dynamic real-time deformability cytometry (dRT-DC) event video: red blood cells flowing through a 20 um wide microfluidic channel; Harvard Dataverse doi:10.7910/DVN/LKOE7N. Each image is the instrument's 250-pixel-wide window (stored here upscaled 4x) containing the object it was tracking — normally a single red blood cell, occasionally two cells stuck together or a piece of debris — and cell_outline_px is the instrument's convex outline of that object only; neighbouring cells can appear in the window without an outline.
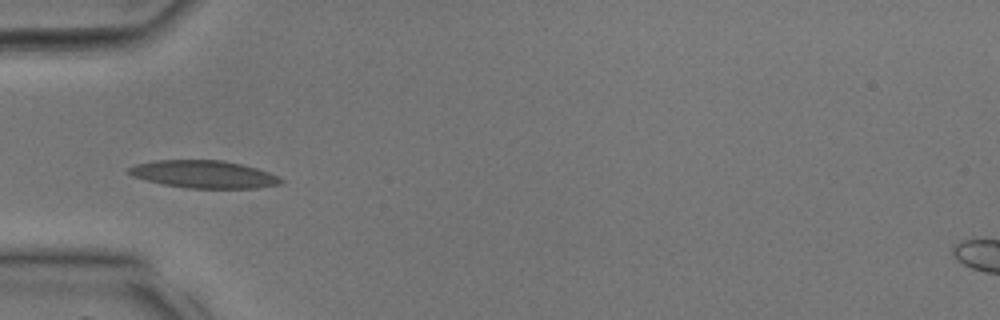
{"species": "common noctule bat (a hibernating species)", "species_latin": "Nyctalus noctula", "temperature_condition": "room temperature", "stored_images_in_passage": 25, "camera_frame_rate_fps": 3000, "um_per_image_px": 0.085, "animal": {"sex": "male", "body_mass_g": 17.9, "forearm_length_mm": 54.2}, "frame": {"image": 1, "passage_image": 1, "time_ms": 0.0, "image_size_px": [1000, 320], "cell_outline_px": [[284, 180], [280, 184], [256, 188], [188, 188], [164, 184], [132, 176], [128, 172], [128, 168], [136, 164], [156, 160], [224, 160], [256, 168], [280, 176]], "centroid_in_image_um": [17.35, 14.81], "position_along_channel_um": 67.6, "area_um2": 24.28}}
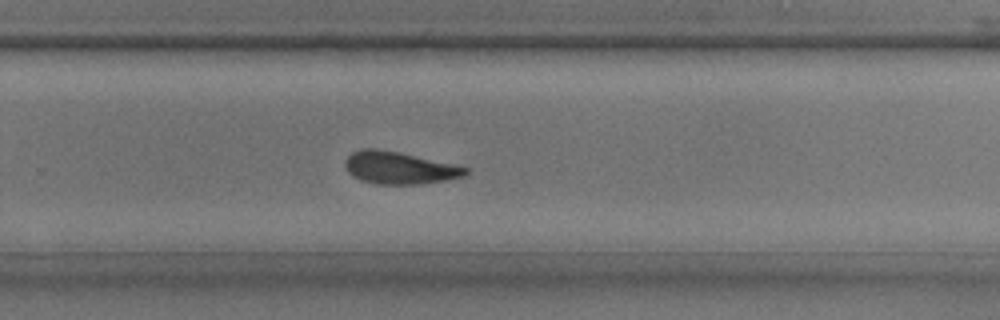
{"frame": {"image": 2, "passage_image": 13, "time_ms": 4.0, "image_size_px": [1000, 320], "cell_outline_px": [[468, 172], [464, 176], [444, 180], [420, 184], [376, 184], [360, 180], [352, 176], [348, 172], [344, 164], [344, 160], [352, 152], [360, 148], [376, 148], [396, 152], [452, 164], [468, 168]], "centroid_in_image_um": [33.87, 14.27], "position_along_channel_um": 295.9, "area_um2": 22.43}}
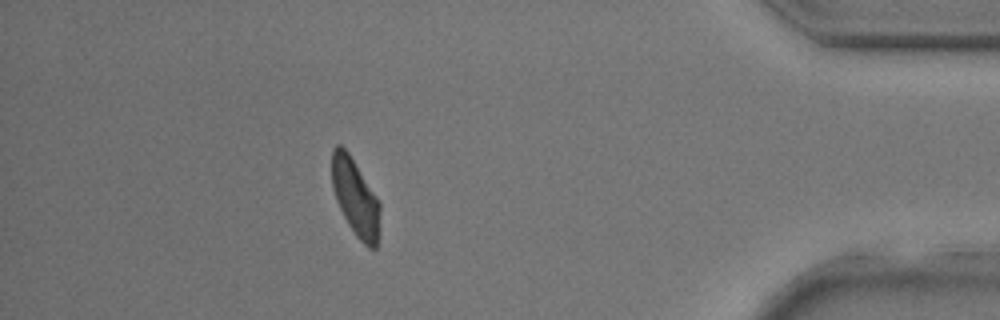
{"frame": {"image": 3, "passage_image": 21, "time_ms": 6.667, "image_size_px": [1000, 320], "cell_outline_px": [[380, 208], [376, 248], [368, 248], [356, 236], [348, 224], [336, 200], [332, 188], [332, 148], [336, 144], [340, 144], [348, 152], [380, 200]], "centroid_in_image_um": [30.2, 16.75], "position_along_channel_um": 405.0, "area_um2": 21.56}}